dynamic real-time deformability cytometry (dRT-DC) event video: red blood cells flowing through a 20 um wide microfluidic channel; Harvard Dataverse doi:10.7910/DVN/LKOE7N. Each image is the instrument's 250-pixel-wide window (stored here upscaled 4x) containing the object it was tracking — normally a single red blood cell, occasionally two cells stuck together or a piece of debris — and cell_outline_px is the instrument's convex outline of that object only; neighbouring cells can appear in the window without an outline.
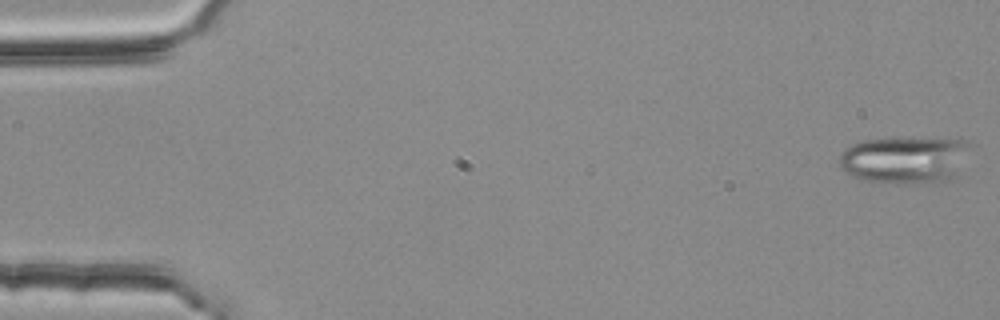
{"species": "common noctule bat (a hibernating species)", "species_latin": "Nyctalus noctula", "temperature_condition": "room temperature", "stored_images_in_passage": 54, "segment_of_instrument_passage": [1, 2], "camera_frame_rate_fps": 3000, "um_per_image_px": 0.085, "animal": {"sex": "female", "body_mass_g": 25.1}, "frame": {"image": 1, "passage_image": 1, "time_ms": 0.0, "image_size_px": [1000, 320], "cell_outline_px": [[976, 144], [952, 180], [912, 184], [896, 184], [864, 180], [852, 176], [844, 172], [840, 168], [840, 156], [844, 148], [852, 144], [864, 140], [968, 140]], "centroid_in_image_um": [76.95, 13.62], "position_along_channel_um": 8.0, "area_um2": 35.89}}